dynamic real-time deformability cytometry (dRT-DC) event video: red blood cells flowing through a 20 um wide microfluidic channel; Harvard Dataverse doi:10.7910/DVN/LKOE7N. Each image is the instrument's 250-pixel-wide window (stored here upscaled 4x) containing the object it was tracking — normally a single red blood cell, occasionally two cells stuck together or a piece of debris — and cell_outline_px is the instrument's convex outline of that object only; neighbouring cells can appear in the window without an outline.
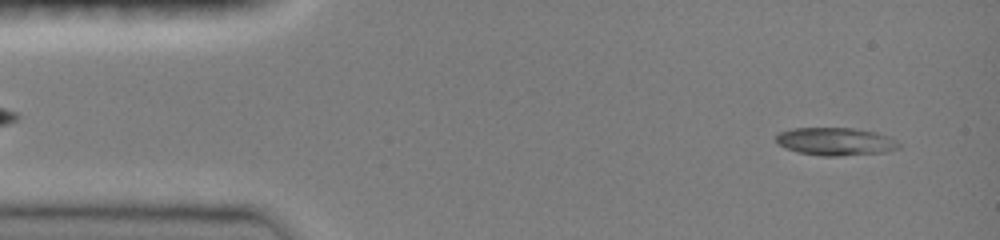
{"species": "common noctule bat (a hibernating species)", "species_latin": "Nyctalus noctula", "temperature_condition": "room temperature", "stored_images_in_passage": 44, "camera_frame_rate_fps": 3000, "um_per_image_px": 0.085, "animal": {"sex": "female", "body_mass_g": 19.0, "forearm_length_mm": 51.5}, "frame": {"image": 1, "passage_image": 2, "time_ms": 0.333, "image_size_px": [1000, 240], "cell_outline_px": [[900, 148], [884, 152], [840, 156], [820, 156], [796, 152], [784, 148], [776, 140], [776, 136], [780, 132], [792, 128], [852, 128], [876, 132], [888, 136], [896, 140], [900, 144]], "centroid_in_image_um": [71.02, 12.03], "position_along_channel_um": 14.0, "area_um2": 20.0}}
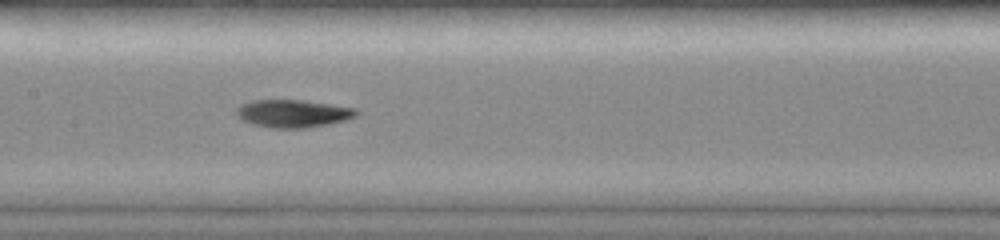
{"frame": {"image": 2, "passage_image": 21, "time_ms": 6.667, "image_size_px": [1000, 240], "cell_outline_px": [[360, 112], [356, 116], [344, 120], [328, 124], [304, 128], [272, 128], [252, 124], [236, 116], [236, 108], [240, 104], [252, 100], [300, 100], [356, 108]], "centroid_in_image_um": [24.88, 9.65], "position_along_channel_um": 182.5, "area_um2": 19.31}}
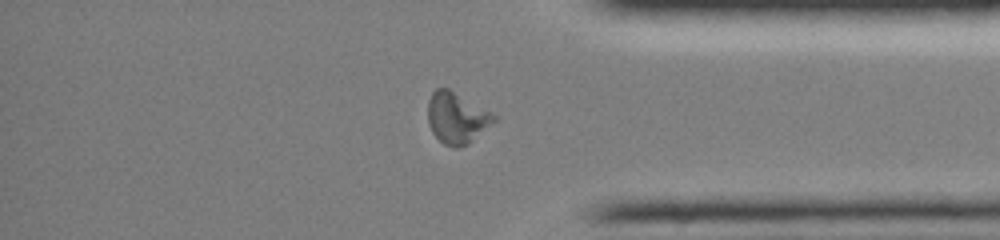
{"frame": {"image": 3, "passage_image": 37, "time_ms": 12.0, "image_size_px": [1000, 240], "cell_outline_px": [[496, 120], [492, 124], [468, 144], [456, 148], [444, 144], [432, 132], [428, 124], [428, 100], [432, 92], [436, 88], [448, 88], [496, 116]], "centroid_in_image_um": [38.79, 10.03], "position_along_channel_um": 396.4, "area_um2": 19.36}, "authors_computed_cell_mechanics": {"area_um2": 19.363, "velocity_mm_per_s": 4.077, "shape_relaxation_time_tau1_ms": 5.2708, "shape_relaxation_time_tau2_ms": 4.8259, "deformation_change_tau1": 0.2096, "deformation_change_tau2": 0.0986}}